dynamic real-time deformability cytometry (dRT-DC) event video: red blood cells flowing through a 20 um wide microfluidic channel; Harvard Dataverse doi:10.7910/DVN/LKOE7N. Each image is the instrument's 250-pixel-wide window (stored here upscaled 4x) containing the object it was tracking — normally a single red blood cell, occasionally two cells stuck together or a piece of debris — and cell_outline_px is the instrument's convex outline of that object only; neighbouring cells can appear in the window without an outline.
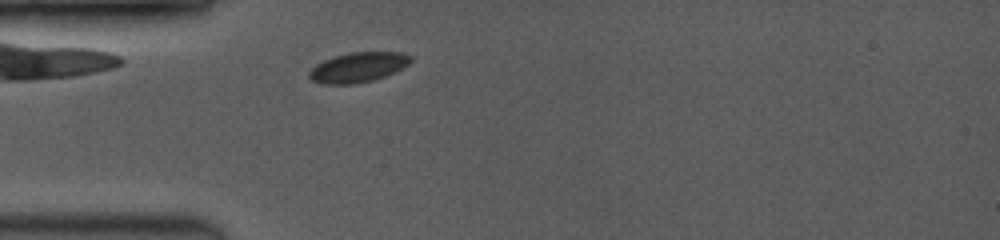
{"species": "common noctule bat (a hibernating species)", "species_latin": "Nyctalus noctula", "temperature_condition": "room temperature", "stored_images_in_passage": 6, "camera_frame_rate_fps": 3500, "um_per_image_px": 0.085, "animal": {"sex": "female", "body_mass_g": 19.0, "forearm_length_mm": 53.3}, "frame": {"image": 1, "passage_image": 2, "time_ms": 0.571, "image_size_px": [1000, 240], "cell_outline_px": [[412, 60], [408, 64], [384, 76], [372, 80], [352, 84], [324, 84], [312, 80], [308, 76], [308, 72], [316, 64], [324, 60], [348, 52], [400, 52], [412, 56]], "centroid_in_image_um": [30.41, 5.71], "position_along_channel_um": 54.6, "area_um2": 17.46}}
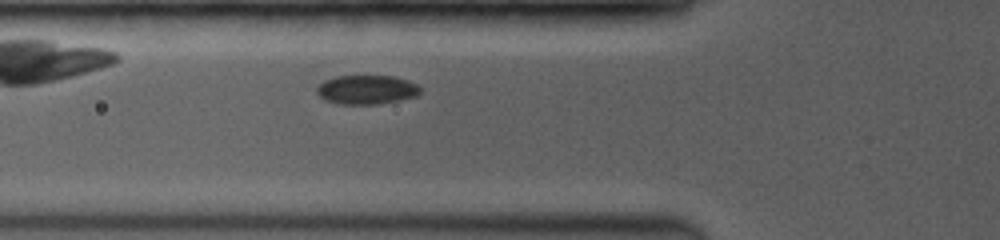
{"frame": {"image": 2, "passage_image": 4, "time_ms": 1.714, "image_size_px": [1000, 240], "cell_outline_px": [[420, 92], [416, 96], [400, 100], [376, 104], [336, 104], [324, 100], [316, 92], [316, 88], [324, 80], [336, 76], [392, 76], [408, 80], [416, 84], [420, 88]], "centroid_in_image_um": [31.13, 7.62], "position_along_channel_um": 94.7, "area_um2": 17.57}}
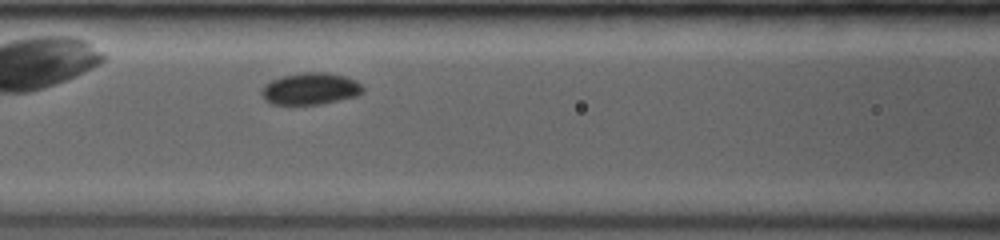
{"frame": {"image": 3, "passage_image": 6, "time_ms": 2.857, "image_size_px": [1000, 240], "cell_outline_px": [[364, 92], [356, 96], [340, 100], [320, 104], [272, 104], [264, 100], [260, 96], [260, 92], [264, 84], [272, 80], [284, 76], [300, 72], [328, 72], [344, 76], [356, 80], [364, 88]], "centroid_in_image_um": [26.37, 7.54], "position_along_channel_um": 140.2, "area_um2": 18.96}}